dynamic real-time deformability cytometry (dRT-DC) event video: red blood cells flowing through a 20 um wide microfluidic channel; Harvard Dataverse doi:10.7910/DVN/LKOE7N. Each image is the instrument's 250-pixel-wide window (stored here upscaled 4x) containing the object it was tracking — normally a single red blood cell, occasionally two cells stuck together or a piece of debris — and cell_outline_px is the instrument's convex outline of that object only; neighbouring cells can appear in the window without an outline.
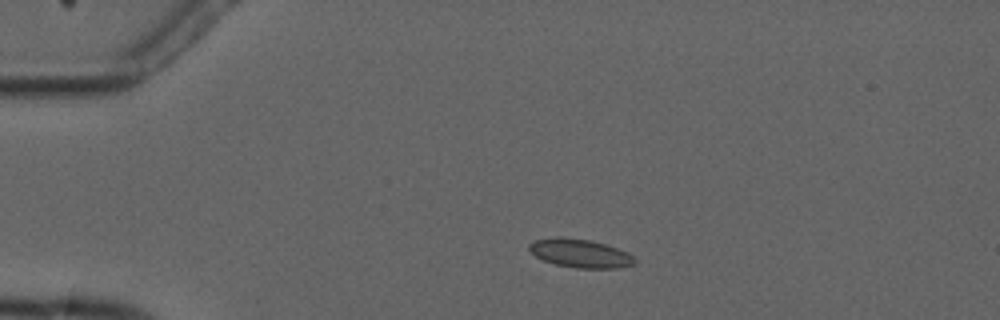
{"species": "common noctule bat (a hibernating species)", "species_latin": "Nyctalus noctula", "temperature_condition": "cold", "stored_images_in_passage": 3, "camera_frame_rate_fps": 3000, "um_per_image_px": 0.085, "animal": {"sex": "male", "forearm_length_mm": 52.5}, "frame": {"image": 1, "passage_image": 2, "time_ms": 1.333, "image_size_px": [1000, 320], "cell_outline_px": [[636, 264], [616, 268], [576, 268], [556, 264], [544, 260], [536, 256], [528, 248], [528, 244], [536, 240], [556, 236], [564, 236], [592, 240], [628, 252], [636, 260]], "centroid_in_image_um": [49.32, 21.52], "position_along_channel_um": 35.7, "area_um2": 17.57}}